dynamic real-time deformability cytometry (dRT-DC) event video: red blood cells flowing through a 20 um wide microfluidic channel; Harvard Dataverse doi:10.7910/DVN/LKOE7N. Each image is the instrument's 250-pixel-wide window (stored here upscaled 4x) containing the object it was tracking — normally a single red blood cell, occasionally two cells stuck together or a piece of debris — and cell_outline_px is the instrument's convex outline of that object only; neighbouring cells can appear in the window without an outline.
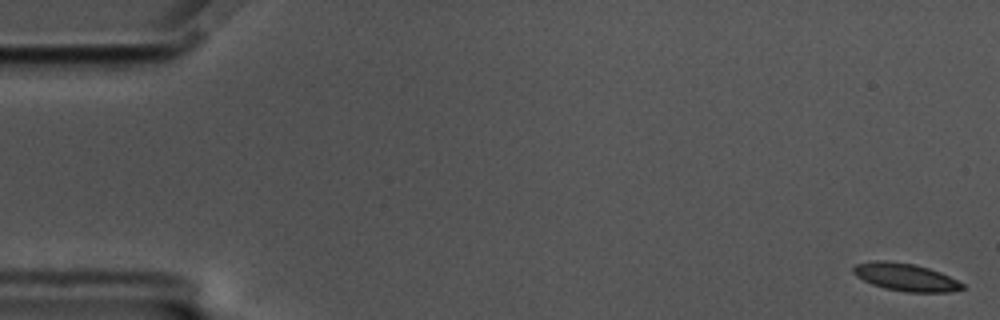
{"species": "common noctule bat (a hibernating species)", "species_latin": "Nyctalus noctula", "temperature_condition": "cold", "stored_images_in_passage": 58, "camera_frame_rate_fps": 3000, "um_per_image_px": 0.085, "animal": {"sex": "male", "body_mass_g": 17.5, "forearm_length_mm": 52.3}, "frame": {"image": 1, "passage_image": 1, "time_ms": 0.0, "image_size_px": [1000, 320], "cell_outline_px": [[964, 288], [948, 292], [908, 292], [884, 288], [872, 284], [856, 276], [852, 272], [852, 268], [856, 264], [872, 260], [884, 260], [916, 264], [940, 272], [964, 284]], "centroid_in_image_um": [76.94, 23.54], "position_along_channel_um": 8.1, "area_um2": 17.51}}
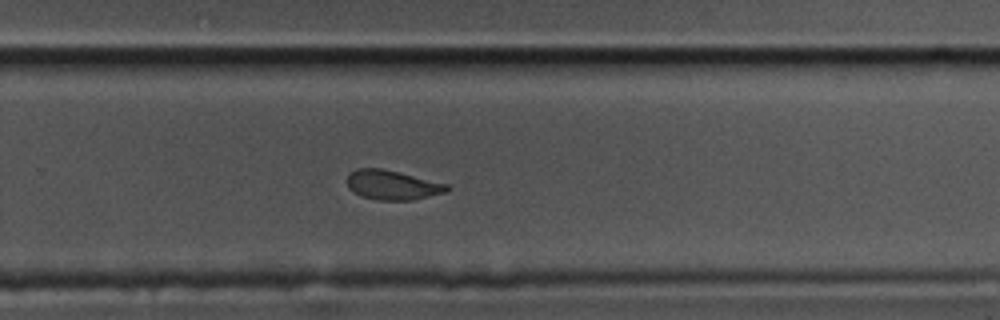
{"frame": {"image": 2, "passage_image": 38, "time_ms": 12.333, "image_size_px": [1000, 320], "cell_outline_px": [[452, 188], [448, 192], [412, 200], [376, 200], [360, 196], [352, 192], [348, 188], [348, 176], [356, 168], [380, 168], [400, 172], [448, 184]], "centroid_in_image_um": [33.38, 15.73], "position_along_channel_um": 296.4, "area_um2": 17.34}}
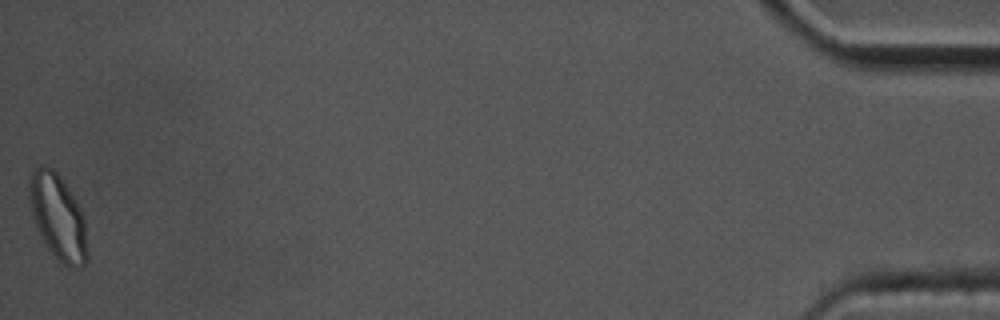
{"frame": {"image": 3, "passage_image": 58, "time_ms": 19.0, "image_size_px": [1000, 320], "cell_outline_px": [[88, 256], [84, 264], [80, 268], [76, 268], [64, 264], [44, 244], [36, 224], [32, 212], [28, 196], [28, 180], [32, 172], [40, 164], [44, 164], [52, 168], [60, 176], [80, 208], [84, 220], [88, 252]], "centroid_in_image_um": [4.91, 18.42], "position_along_channel_um": 430.3, "area_um2": 28.61}, "authors_computed_cell_mechanics": {"area_um2": 18.0336, "velocity_mm_per_s": 3.4723, "shape_relaxation_time_tau1_ms": 5.3948, "shape_relaxation_time_tau2_ms": 2.672, "deformation_change_tau1": 0.1549, "deformation_change_tau2": 0.0561}}